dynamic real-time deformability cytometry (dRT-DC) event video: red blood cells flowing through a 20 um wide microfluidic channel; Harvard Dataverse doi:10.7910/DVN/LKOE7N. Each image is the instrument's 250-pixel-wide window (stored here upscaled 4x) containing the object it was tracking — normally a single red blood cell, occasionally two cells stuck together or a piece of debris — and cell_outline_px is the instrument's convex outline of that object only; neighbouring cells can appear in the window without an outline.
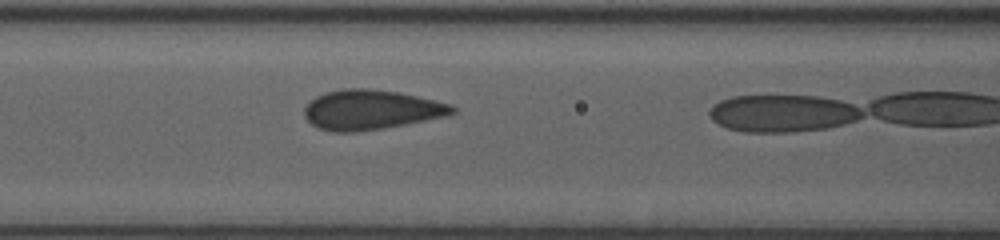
{"species": "human", "species_latin": "Homo sapiens", "temperature_condition": "room temperature", "stored_images_in_passage": 19, "camera_frame_rate_fps": 3000, "um_per_image_px": 0.085, "donor": {"sex": "female"}, "frame": {"image": 1, "passage_image": 18, "time_ms": 5.667, "image_size_px": [1000, 240], "cell_outline_px": [[456, 112], [452, 116], [384, 128], [356, 132], [332, 132], [320, 128], [312, 124], [304, 116], [304, 108], [316, 96], [324, 92], [344, 88], [368, 88], [396, 92], [416, 96], [452, 104], [456, 108]], "centroid_in_image_um": [31.58, 9.34], "position_along_channel_um": 135.0, "area_um2": 34.51}}